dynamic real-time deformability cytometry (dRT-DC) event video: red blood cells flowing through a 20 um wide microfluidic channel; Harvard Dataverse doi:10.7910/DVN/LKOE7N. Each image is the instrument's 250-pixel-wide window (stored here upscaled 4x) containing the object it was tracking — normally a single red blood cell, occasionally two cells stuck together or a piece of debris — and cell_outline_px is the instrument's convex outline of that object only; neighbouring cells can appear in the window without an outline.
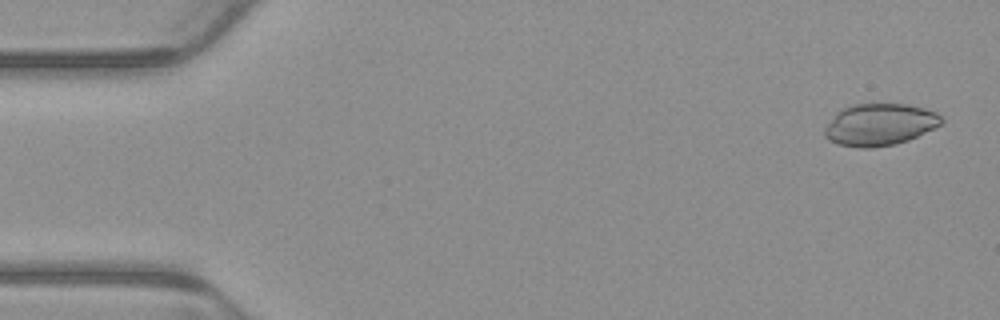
{"species": "common noctule bat (a hibernating species)", "species_latin": "Nyctalus noctula", "temperature_condition": "warm", "stored_images_in_passage": 5, "camera_frame_rate_fps": 3000, "um_per_image_px": 0.085, "animal": {"sex": "male", "body_mass_g": 23.1, "forearm_length_mm": 52.7}, "frame": {"image": 1, "passage_image": 1, "time_ms": 0.0, "image_size_px": [1000, 320], "cell_outline_px": [[944, 120], [940, 124], [908, 140], [896, 144], [872, 148], [860, 148], [836, 144], [828, 140], [824, 136], [824, 128], [836, 112], [852, 104], [908, 104], [924, 108], [936, 112]], "centroid_in_image_um": [74.73, 10.59], "position_along_channel_um": 10.3, "area_um2": 28.55}}